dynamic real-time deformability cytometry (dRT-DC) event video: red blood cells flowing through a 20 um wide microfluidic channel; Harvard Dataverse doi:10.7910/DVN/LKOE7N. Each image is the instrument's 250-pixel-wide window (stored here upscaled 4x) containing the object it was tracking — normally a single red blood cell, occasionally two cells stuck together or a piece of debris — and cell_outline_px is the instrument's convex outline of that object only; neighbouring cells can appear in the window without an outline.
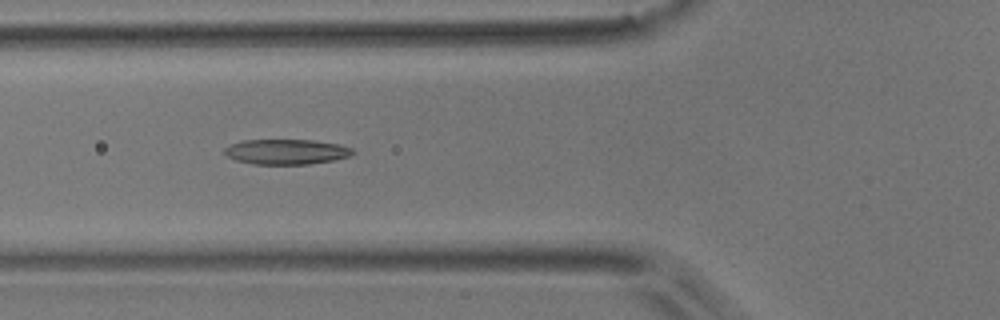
{"species": "common noctule bat (a hibernating species)", "species_latin": "Nyctalus noctula", "temperature_condition": "room temperature", "stored_images_in_passage": 10, "camera_frame_rate_fps": 3000, "um_per_image_px": 0.085, "animal": {"sex": "male", "body_mass_g": 17.9}, "frame": {"image": 1, "passage_image": 6, "time_ms": 1.667, "image_size_px": [1000, 320], "cell_outline_px": [[356, 152], [352, 156], [336, 160], [308, 164], [252, 164], [236, 160], [228, 156], [224, 152], [224, 148], [228, 144], [244, 140], [312, 140], [340, 144], [352, 148]], "centroid_in_image_um": [24.37, 12.9], "position_along_channel_um": 101.4, "area_um2": 19.02}}
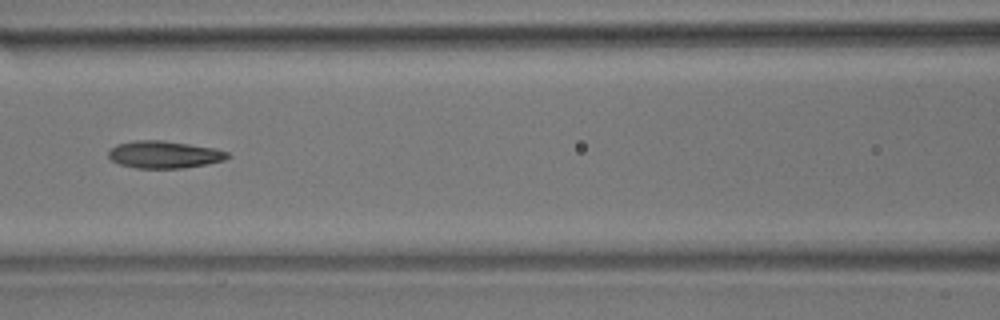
{"frame": {"image": 2, "passage_image": 7, "time_ms": 2.0, "image_size_px": [1000, 320], "cell_outline_px": [[232, 156], [224, 160], [208, 164], [184, 168], [136, 168], [120, 164], [112, 160], [108, 156], [108, 152], [116, 144], [136, 140], [164, 140], [216, 148], [228, 152]], "centroid_in_image_um": [14.0, 13.13], "position_along_channel_um": 152.6, "area_um2": 19.07}}